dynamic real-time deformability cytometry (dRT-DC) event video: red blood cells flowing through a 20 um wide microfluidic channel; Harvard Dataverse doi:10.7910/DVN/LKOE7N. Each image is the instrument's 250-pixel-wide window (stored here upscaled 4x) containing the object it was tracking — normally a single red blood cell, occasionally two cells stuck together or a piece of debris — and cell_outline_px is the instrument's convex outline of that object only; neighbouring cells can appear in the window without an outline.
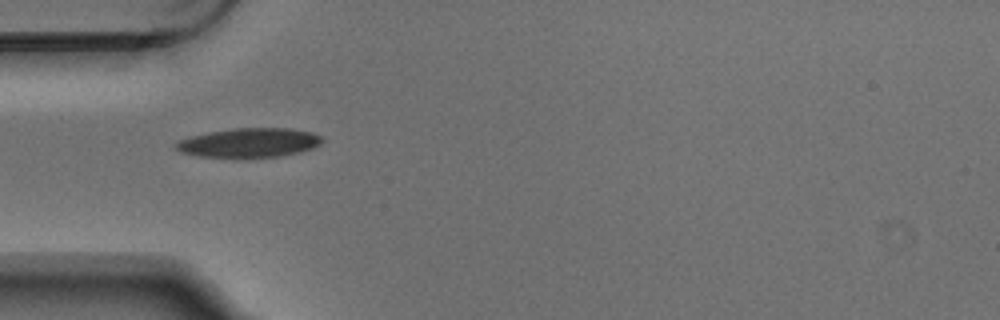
{"species": "Egyptian fruit bat (a non-hibernating species)", "species_latin": "Rousettus aegyptiacus", "temperature_condition": "warm", "stored_images_in_passage": 10, "camera_frame_rate_fps": 3000, "um_per_image_px": 0.085, "animal": {"sex": "male"}, "frame": {"image": 1, "passage_image": 1, "time_ms": 0.0, "image_size_px": [1000, 320], "cell_outline_px": [[324, 140], [320, 144], [312, 148], [300, 152], [280, 156], [236, 160], [196, 156], [180, 152], [172, 144], [180, 140], [192, 136], [208, 132], [236, 128], [288, 128], [312, 132], [320, 136]], "centroid_in_image_um": [21.13, 12.17], "position_along_channel_um": 63.9, "area_um2": 25.72}}
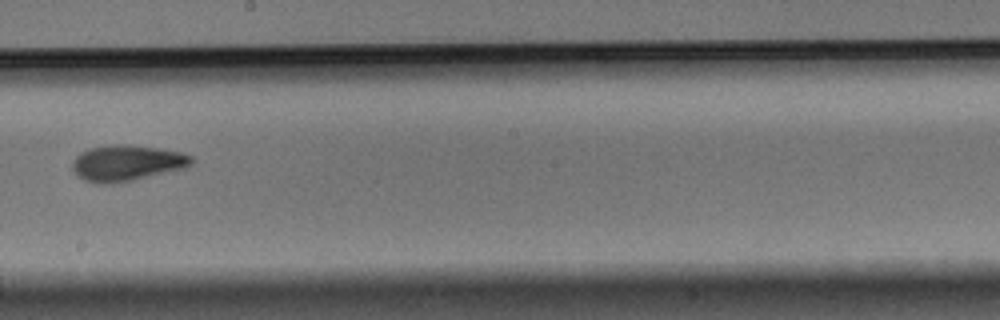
{"frame": {"image": 2, "passage_image": 5, "time_ms": 1.333, "image_size_px": [1000, 320], "cell_outline_px": [[196, 160], [192, 164], [184, 168], [132, 180], [112, 184], [100, 184], [84, 180], [72, 168], [72, 160], [80, 152], [88, 148], [156, 148], [180, 152], [192, 156]], "centroid_in_image_um": [10.79, 13.92], "position_along_channel_um": 237.4, "area_um2": 23.7}}
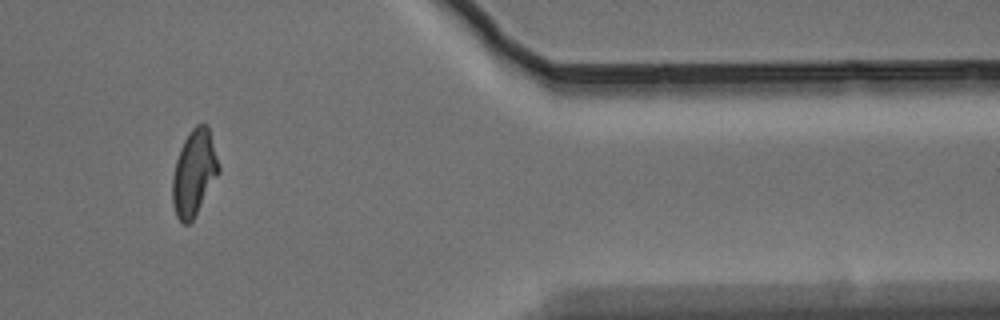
{"frame": {"image": 3, "passage_image": 9, "time_ms": 2.667, "image_size_px": [1000, 320], "cell_outline_px": [[220, 172], [192, 220], [188, 224], [184, 224], [176, 216], [172, 204], [172, 176], [176, 160], [180, 148], [188, 132], [196, 124], [208, 124], [220, 168]], "centroid_in_image_um": [16.49, 14.67], "position_along_channel_um": 394.9, "area_um2": 23.12}}